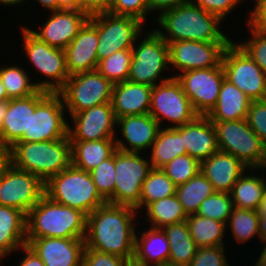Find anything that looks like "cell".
Wrapping results in <instances>:
<instances>
[{
    "instance_id": "obj_43",
    "label": "cell",
    "mask_w": 266,
    "mask_h": 266,
    "mask_svg": "<svg viewBox=\"0 0 266 266\" xmlns=\"http://www.w3.org/2000/svg\"><path fill=\"white\" fill-rule=\"evenodd\" d=\"M161 169L176 186H179L185 184L200 172L201 163L190 155L184 154L175 157Z\"/></svg>"
},
{
    "instance_id": "obj_50",
    "label": "cell",
    "mask_w": 266,
    "mask_h": 266,
    "mask_svg": "<svg viewBox=\"0 0 266 266\" xmlns=\"http://www.w3.org/2000/svg\"><path fill=\"white\" fill-rule=\"evenodd\" d=\"M254 3L246 23L250 27L266 30V0H256Z\"/></svg>"
},
{
    "instance_id": "obj_31",
    "label": "cell",
    "mask_w": 266,
    "mask_h": 266,
    "mask_svg": "<svg viewBox=\"0 0 266 266\" xmlns=\"http://www.w3.org/2000/svg\"><path fill=\"white\" fill-rule=\"evenodd\" d=\"M70 142L71 164L86 172H91L116 150L115 139Z\"/></svg>"
},
{
    "instance_id": "obj_6",
    "label": "cell",
    "mask_w": 266,
    "mask_h": 266,
    "mask_svg": "<svg viewBox=\"0 0 266 266\" xmlns=\"http://www.w3.org/2000/svg\"><path fill=\"white\" fill-rule=\"evenodd\" d=\"M64 102L58 92L39 89L30 96L29 135L17 142L54 141L68 136L69 120Z\"/></svg>"
},
{
    "instance_id": "obj_39",
    "label": "cell",
    "mask_w": 266,
    "mask_h": 266,
    "mask_svg": "<svg viewBox=\"0 0 266 266\" xmlns=\"http://www.w3.org/2000/svg\"><path fill=\"white\" fill-rule=\"evenodd\" d=\"M258 225L259 214L257 211L234 207L226 223V229L231 231L226 232L231 233V236L234 238L233 240L237 241V244H244L252 238L259 237Z\"/></svg>"
},
{
    "instance_id": "obj_38",
    "label": "cell",
    "mask_w": 266,
    "mask_h": 266,
    "mask_svg": "<svg viewBox=\"0 0 266 266\" xmlns=\"http://www.w3.org/2000/svg\"><path fill=\"white\" fill-rule=\"evenodd\" d=\"M176 188L161 168H153L142 184L139 212L152 202L175 195Z\"/></svg>"
},
{
    "instance_id": "obj_13",
    "label": "cell",
    "mask_w": 266,
    "mask_h": 266,
    "mask_svg": "<svg viewBox=\"0 0 266 266\" xmlns=\"http://www.w3.org/2000/svg\"><path fill=\"white\" fill-rule=\"evenodd\" d=\"M225 79L234 84L251 101L264 100L266 75L248 53L233 40L222 56Z\"/></svg>"
},
{
    "instance_id": "obj_63",
    "label": "cell",
    "mask_w": 266,
    "mask_h": 266,
    "mask_svg": "<svg viewBox=\"0 0 266 266\" xmlns=\"http://www.w3.org/2000/svg\"><path fill=\"white\" fill-rule=\"evenodd\" d=\"M10 98L8 97L5 87L3 85V82L1 80V76H0V101H5V100H9Z\"/></svg>"
},
{
    "instance_id": "obj_2",
    "label": "cell",
    "mask_w": 266,
    "mask_h": 266,
    "mask_svg": "<svg viewBox=\"0 0 266 266\" xmlns=\"http://www.w3.org/2000/svg\"><path fill=\"white\" fill-rule=\"evenodd\" d=\"M155 31L167 42H231L220 27L223 21L199 6L187 2L162 12L157 17ZM162 29V30H161Z\"/></svg>"
},
{
    "instance_id": "obj_34",
    "label": "cell",
    "mask_w": 266,
    "mask_h": 266,
    "mask_svg": "<svg viewBox=\"0 0 266 266\" xmlns=\"http://www.w3.org/2000/svg\"><path fill=\"white\" fill-rule=\"evenodd\" d=\"M186 222L190 235L198 248L225 246L226 242L223 240H226L224 238L227 229L224 222L202 217L198 214L188 215Z\"/></svg>"
},
{
    "instance_id": "obj_30",
    "label": "cell",
    "mask_w": 266,
    "mask_h": 266,
    "mask_svg": "<svg viewBox=\"0 0 266 266\" xmlns=\"http://www.w3.org/2000/svg\"><path fill=\"white\" fill-rule=\"evenodd\" d=\"M261 170L248 168L236 181L230 192L234 207L257 211L266 190V173Z\"/></svg>"
},
{
    "instance_id": "obj_3",
    "label": "cell",
    "mask_w": 266,
    "mask_h": 266,
    "mask_svg": "<svg viewBox=\"0 0 266 266\" xmlns=\"http://www.w3.org/2000/svg\"><path fill=\"white\" fill-rule=\"evenodd\" d=\"M86 217L80 210L55 202L44 194L26 215V239H84Z\"/></svg>"
},
{
    "instance_id": "obj_57",
    "label": "cell",
    "mask_w": 266,
    "mask_h": 266,
    "mask_svg": "<svg viewBox=\"0 0 266 266\" xmlns=\"http://www.w3.org/2000/svg\"><path fill=\"white\" fill-rule=\"evenodd\" d=\"M259 240L258 241L263 244H266V216H259Z\"/></svg>"
},
{
    "instance_id": "obj_9",
    "label": "cell",
    "mask_w": 266,
    "mask_h": 266,
    "mask_svg": "<svg viewBox=\"0 0 266 266\" xmlns=\"http://www.w3.org/2000/svg\"><path fill=\"white\" fill-rule=\"evenodd\" d=\"M220 151L230 153L248 168L263 169L266 147L246 119L212 121Z\"/></svg>"
},
{
    "instance_id": "obj_24",
    "label": "cell",
    "mask_w": 266,
    "mask_h": 266,
    "mask_svg": "<svg viewBox=\"0 0 266 266\" xmlns=\"http://www.w3.org/2000/svg\"><path fill=\"white\" fill-rule=\"evenodd\" d=\"M248 170L230 153L218 150L201 162L200 171L211 182L215 192L230 193L236 181Z\"/></svg>"
},
{
    "instance_id": "obj_47",
    "label": "cell",
    "mask_w": 266,
    "mask_h": 266,
    "mask_svg": "<svg viewBox=\"0 0 266 266\" xmlns=\"http://www.w3.org/2000/svg\"><path fill=\"white\" fill-rule=\"evenodd\" d=\"M246 120L266 147V102L264 100L251 101Z\"/></svg>"
},
{
    "instance_id": "obj_15",
    "label": "cell",
    "mask_w": 266,
    "mask_h": 266,
    "mask_svg": "<svg viewBox=\"0 0 266 266\" xmlns=\"http://www.w3.org/2000/svg\"><path fill=\"white\" fill-rule=\"evenodd\" d=\"M45 183L35 174L9 163L0 173V205L23 211L26 215L45 194Z\"/></svg>"
},
{
    "instance_id": "obj_22",
    "label": "cell",
    "mask_w": 266,
    "mask_h": 266,
    "mask_svg": "<svg viewBox=\"0 0 266 266\" xmlns=\"http://www.w3.org/2000/svg\"><path fill=\"white\" fill-rule=\"evenodd\" d=\"M98 30L87 21L64 49L69 76L97 70Z\"/></svg>"
},
{
    "instance_id": "obj_1",
    "label": "cell",
    "mask_w": 266,
    "mask_h": 266,
    "mask_svg": "<svg viewBox=\"0 0 266 266\" xmlns=\"http://www.w3.org/2000/svg\"><path fill=\"white\" fill-rule=\"evenodd\" d=\"M138 213L133 207L109 202L96 208L86 217L85 248L133 258Z\"/></svg>"
},
{
    "instance_id": "obj_48",
    "label": "cell",
    "mask_w": 266,
    "mask_h": 266,
    "mask_svg": "<svg viewBox=\"0 0 266 266\" xmlns=\"http://www.w3.org/2000/svg\"><path fill=\"white\" fill-rule=\"evenodd\" d=\"M208 13L217 15L223 22L234 11L236 6L241 5V0H190ZM229 14V15H228Z\"/></svg>"
},
{
    "instance_id": "obj_32",
    "label": "cell",
    "mask_w": 266,
    "mask_h": 266,
    "mask_svg": "<svg viewBox=\"0 0 266 266\" xmlns=\"http://www.w3.org/2000/svg\"><path fill=\"white\" fill-rule=\"evenodd\" d=\"M162 230L170 247L168 265L188 266L198 247L190 235L187 222L167 225Z\"/></svg>"
},
{
    "instance_id": "obj_46",
    "label": "cell",
    "mask_w": 266,
    "mask_h": 266,
    "mask_svg": "<svg viewBox=\"0 0 266 266\" xmlns=\"http://www.w3.org/2000/svg\"><path fill=\"white\" fill-rule=\"evenodd\" d=\"M226 246L200 247L188 266H230Z\"/></svg>"
},
{
    "instance_id": "obj_19",
    "label": "cell",
    "mask_w": 266,
    "mask_h": 266,
    "mask_svg": "<svg viewBox=\"0 0 266 266\" xmlns=\"http://www.w3.org/2000/svg\"><path fill=\"white\" fill-rule=\"evenodd\" d=\"M88 20L89 16L81 10L59 9L51 11L40 31L27 28L40 41L64 50Z\"/></svg>"
},
{
    "instance_id": "obj_20",
    "label": "cell",
    "mask_w": 266,
    "mask_h": 266,
    "mask_svg": "<svg viewBox=\"0 0 266 266\" xmlns=\"http://www.w3.org/2000/svg\"><path fill=\"white\" fill-rule=\"evenodd\" d=\"M26 242L45 266H82L84 239L46 237L26 239Z\"/></svg>"
},
{
    "instance_id": "obj_52",
    "label": "cell",
    "mask_w": 266,
    "mask_h": 266,
    "mask_svg": "<svg viewBox=\"0 0 266 266\" xmlns=\"http://www.w3.org/2000/svg\"><path fill=\"white\" fill-rule=\"evenodd\" d=\"M190 2V0H148L149 12L153 14L156 12V15H160L166 10L173 9L181 4Z\"/></svg>"
},
{
    "instance_id": "obj_26",
    "label": "cell",
    "mask_w": 266,
    "mask_h": 266,
    "mask_svg": "<svg viewBox=\"0 0 266 266\" xmlns=\"http://www.w3.org/2000/svg\"><path fill=\"white\" fill-rule=\"evenodd\" d=\"M26 242V214L16 208L0 205V262Z\"/></svg>"
},
{
    "instance_id": "obj_10",
    "label": "cell",
    "mask_w": 266,
    "mask_h": 266,
    "mask_svg": "<svg viewBox=\"0 0 266 266\" xmlns=\"http://www.w3.org/2000/svg\"><path fill=\"white\" fill-rule=\"evenodd\" d=\"M149 114L161 128L180 127L199 116L175 77L153 86Z\"/></svg>"
},
{
    "instance_id": "obj_36",
    "label": "cell",
    "mask_w": 266,
    "mask_h": 266,
    "mask_svg": "<svg viewBox=\"0 0 266 266\" xmlns=\"http://www.w3.org/2000/svg\"><path fill=\"white\" fill-rule=\"evenodd\" d=\"M214 192L213 185L201 171L188 182L176 188V196L187 216L196 214L200 204Z\"/></svg>"
},
{
    "instance_id": "obj_58",
    "label": "cell",
    "mask_w": 266,
    "mask_h": 266,
    "mask_svg": "<svg viewBox=\"0 0 266 266\" xmlns=\"http://www.w3.org/2000/svg\"><path fill=\"white\" fill-rule=\"evenodd\" d=\"M262 246L260 255H258L259 258L254 261L258 266H266V244Z\"/></svg>"
},
{
    "instance_id": "obj_37",
    "label": "cell",
    "mask_w": 266,
    "mask_h": 266,
    "mask_svg": "<svg viewBox=\"0 0 266 266\" xmlns=\"http://www.w3.org/2000/svg\"><path fill=\"white\" fill-rule=\"evenodd\" d=\"M5 65L0 66V76L10 99L28 97L39 90L32 81V75L27 72L28 70L21 68L23 66L16 64Z\"/></svg>"
},
{
    "instance_id": "obj_61",
    "label": "cell",
    "mask_w": 266,
    "mask_h": 266,
    "mask_svg": "<svg viewBox=\"0 0 266 266\" xmlns=\"http://www.w3.org/2000/svg\"><path fill=\"white\" fill-rule=\"evenodd\" d=\"M257 213L259 214V216H266V190L257 209Z\"/></svg>"
},
{
    "instance_id": "obj_55",
    "label": "cell",
    "mask_w": 266,
    "mask_h": 266,
    "mask_svg": "<svg viewBox=\"0 0 266 266\" xmlns=\"http://www.w3.org/2000/svg\"><path fill=\"white\" fill-rule=\"evenodd\" d=\"M59 9L81 10V0H58V10Z\"/></svg>"
},
{
    "instance_id": "obj_12",
    "label": "cell",
    "mask_w": 266,
    "mask_h": 266,
    "mask_svg": "<svg viewBox=\"0 0 266 266\" xmlns=\"http://www.w3.org/2000/svg\"><path fill=\"white\" fill-rule=\"evenodd\" d=\"M113 83L97 70L69 76L58 91L69 117L103 103H111Z\"/></svg>"
},
{
    "instance_id": "obj_11",
    "label": "cell",
    "mask_w": 266,
    "mask_h": 266,
    "mask_svg": "<svg viewBox=\"0 0 266 266\" xmlns=\"http://www.w3.org/2000/svg\"><path fill=\"white\" fill-rule=\"evenodd\" d=\"M88 21L98 30V63L117 51L132 49L137 37L145 31V24L132 16L106 12L90 16Z\"/></svg>"
},
{
    "instance_id": "obj_45",
    "label": "cell",
    "mask_w": 266,
    "mask_h": 266,
    "mask_svg": "<svg viewBox=\"0 0 266 266\" xmlns=\"http://www.w3.org/2000/svg\"><path fill=\"white\" fill-rule=\"evenodd\" d=\"M109 13L132 16L146 24V17L150 14L148 0H111Z\"/></svg>"
},
{
    "instance_id": "obj_27",
    "label": "cell",
    "mask_w": 266,
    "mask_h": 266,
    "mask_svg": "<svg viewBox=\"0 0 266 266\" xmlns=\"http://www.w3.org/2000/svg\"><path fill=\"white\" fill-rule=\"evenodd\" d=\"M250 102L241 90L224 79L216 105L206 116L211 121L246 119Z\"/></svg>"
},
{
    "instance_id": "obj_7",
    "label": "cell",
    "mask_w": 266,
    "mask_h": 266,
    "mask_svg": "<svg viewBox=\"0 0 266 266\" xmlns=\"http://www.w3.org/2000/svg\"><path fill=\"white\" fill-rule=\"evenodd\" d=\"M146 32H144V36H141V33L137 37V42L135 41L131 49L132 59L128 81L153 87L156 84L169 80L173 76L163 77V71H169L170 68L168 43L154 28L151 31L148 29Z\"/></svg>"
},
{
    "instance_id": "obj_14",
    "label": "cell",
    "mask_w": 266,
    "mask_h": 266,
    "mask_svg": "<svg viewBox=\"0 0 266 266\" xmlns=\"http://www.w3.org/2000/svg\"><path fill=\"white\" fill-rule=\"evenodd\" d=\"M143 156L142 153L115 150L114 204L133 207L138 212L142 184L153 169L148 157Z\"/></svg>"
},
{
    "instance_id": "obj_60",
    "label": "cell",
    "mask_w": 266,
    "mask_h": 266,
    "mask_svg": "<svg viewBox=\"0 0 266 266\" xmlns=\"http://www.w3.org/2000/svg\"><path fill=\"white\" fill-rule=\"evenodd\" d=\"M7 108H8V100L0 101V128L4 121V116L6 114Z\"/></svg>"
},
{
    "instance_id": "obj_42",
    "label": "cell",
    "mask_w": 266,
    "mask_h": 266,
    "mask_svg": "<svg viewBox=\"0 0 266 266\" xmlns=\"http://www.w3.org/2000/svg\"><path fill=\"white\" fill-rule=\"evenodd\" d=\"M92 180L99 194L109 203L114 204V189H115V151L99 166L91 172Z\"/></svg>"
},
{
    "instance_id": "obj_23",
    "label": "cell",
    "mask_w": 266,
    "mask_h": 266,
    "mask_svg": "<svg viewBox=\"0 0 266 266\" xmlns=\"http://www.w3.org/2000/svg\"><path fill=\"white\" fill-rule=\"evenodd\" d=\"M175 129L183 137L186 154L200 163L219 150L214 125L207 116L199 115L192 122Z\"/></svg>"
},
{
    "instance_id": "obj_41",
    "label": "cell",
    "mask_w": 266,
    "mask_h": 266,
    "mask_svg": "<svg viewBox=\"0 0 266 266\" xmlns=\"http://www.w3.org/2000/svg\"><path fill=\"white\" fill-rule=\"evenodd\" d=\"M233 209L234 205L230 193L214 192L200 204L196 214L226 224Z\"/></svg>"
},
{
    "instance_id": "obj_53",
    "label": "cell",
    "mask_w": 266,
    "mask_h": 266,
    "mask_svg": "<svg viewBox=\"0 0 266 266\" xmlns=\"http://www.w3.org/2000/svg\"><path fill=\"white\" fill-rule=\"evenodd\" d=\"M21 250H23V255H25L17 266H45L41 258L27 245L23 246L18 251L21 252Z\"/></svg>"
},
{
    "instance_id": "obj_54",
    "label": "cell",
    "mask_w": 266,
    "mask_h": 266,
    "mask_svg": "<svg viewBox=\"0 0 266 266\" xmlns=\"http://www.w3.org/2000/svg\"><path fill=\"white\" fill-rule=\"evenodd\" d=\"M9 163V148L0 140V173Z\"/></svg>"
},
{
    "instance_id": "obj_40",
    "label": "cell",
    "mask_w": 266,
    "mask_h": 266,
    "mask_svg": "<svg viewBox=\"0 0 266 266\" xmlns=\"http://www.w3.org/2000/svg\"><path fill=\"white\" fill-rule=\"evenodd\" d=\"M132 50H120L99 61L97 71L113 84L128 80Z\"/></svg>"
},
{
    "instance_id": "obj_64",
    "label": "cell",
    "mask_w": 266,
    "mask_h": 266,
    "mask_svg": "<svg viewBox=\"0 0 266 266\" xmlns=\"http://www.w3.org/2000/svg\"><path fill=\"white\" fill-rule=\"evenodd\" d=\"M265 169H266V163H265L264 168L262 169V171H263L264 173L266 172Z\"/></svg>"
},
{
    "instance_id": "obj_35",
    "label": "cell",
    "mask_w": 266,
    "mask_h": 266,
    "mask_svg": "<svg viewBox=\"0 0 266 266\" xmlns=\"http://www.w3.org/2000/svg\"><path fill=\"white\" fill-rule=\"evenodd\" d=\"M144 218L151 228L162 229L167 225L186 221L187 214L175 195L150 203L146 208ZM151 224V226H150Z\"/></svg>"
},
{
    "instance_id": "obj_28",
    "label": "cell",
    "mask_w": 266,
    "mask_h": 266,
    "mask_svg": "<svg viewBox=\"0 0 266 266\" xmlns=\"http://www.w3.org/2000/svg\"><path fill=\"white\" fill-rule=\"evenodd\" d=\"M169 242L162 229L148 227L136 232L134 258L152 266L168 264Z\"/></svg>"
},
{
    "instance_id": "obj_8",
    "label": "cell",
    "mask_w": 266,
    "mask_h": 266,
    "mask_svg": "<svg viewBox=\"0 0 266 266\" xmlns=\"http://www.w3.org/2000/svg\"><path fill=\"white\" fill-rule=\"evenodd\" d=\"M20 27L23 37L21 47L24 54H27V61H30L29 63L35 68L34 71L43 75L44 79L34 80V84L41 90L58 92L69 78L65 51L40 41L26 26L20 25Z\"/></svg>"
},
{
    "instance_id": "obj_4",
    "label": "cell",
    "mask_w": 266,
    "mask_h": 266,
    "mask_svg": "<svg viewBox=\"0 0 266 266\" xmlns=\"http://www.w3.org/2000/svg\"><path fill=\"white\" fill-rule=\"evenodd\" d=\"M9 158L15 168L35 174L45 183L71 164L70 138L16 142L9 148Z\"/></svg>"
},
{
    "instance_id": "obj_49",
    "label": "cell",
    "mask_w": 266,
    "mask_h": 266,
    "mask_svg": "<svg viewBox=\"0 0 266 266\" xmlns=\"http://www.w3.org/2000/svg\"><path fill=\"white\" fill-rule=\"evenodd\" d=\"M128 259L85 248L82 266H125Z\"/></svg>"
},
{
    "instance_id": "obj_62",
    "label": "cell",
    "mask_w": 266,
    "mask_h": 266,
    "mask_svg": "<svg viewBox=\"0 0 266 266\" xmlns=\"http://www.w3.org/2000/svg\"><path fill=\"white\" fill-rule=\"evenodd\" d=\"M125 266H152V265L138 261L133 257L127 260Z\"/></svg>"
},
{
    "instance_id": "obj_5",
    "label": "cell",
    "mask_w": 266,
    "mask_h": 266,
    "mask_svg": "<svg viewBox=\"0 0 266 266\" xmlns=\"http://www.w3.org/2000/svg\"><path fill=\"white\" fill-rule=\"evenodd\" d=\"M45 195L88 216L107 201L99 194L90 172L70 164L45 182Z\"/></svg>"
},
{
    "instance_id": "obj_16",
    "label": "cell",
    "mask_w": 266,
    "mask_h": 266,
    "mask_svg": "<svg viewBox=\"0 0 266 266\" xmlns=\"http://www.w3.org/2000/svg\"><path fill=\"white\" fill-rule=\"evenodd\" d=\"M195 111L206 116L216 105L225 73L220 63L214 68L192 69L175 77Z\"/></svg>"
},
{
    "instance_id": "obj_21",
    "label": "cell",
    "mask_w": 266,
    "mask_h": 266,
    "mask_svg": "<svg viewBox=\"0 0 266 266\" xmlns=\"http://www.w3.org/2000/svg\"><path fill=\"white\" fill-rule=\"evenodd\" d=\"M117 127L125 141L116 135V149L132 153L149 151L161 128L149 113L117 118Z\"/></svg>"
},
{
    "instance_id": "obj_51",
    "label": "cell",
    "mask_w": 266,
    "mask_h": 266,
    "mask_svg": "<svg viewBox=\"0 0 266 266\" xmlns=\"http://www.w3.org/2000/svg\"><path fill=\"white\" fill-rule=\"evenodd\" d=\"M111 0H81V11L89 17L109 12Z\"/></svg>"
},
{
    "instance_id": "obj_17",
    "label": "cell",
    "mask_w": 266,
    "mask_h": 266,
    "mask_svg": "<svg viewBox=\"0 0 266 266\" xmlns=\"http://www.w3.org/2000/svg\"><path fill=\"white\" fill-rule=\"evenodd\" d=\"M230 42L176 41L168 43L170 68L180 74L192 69L214 68L222 62L225 48Z\"/></svg>"
},
{
    "instance_id": "obj_56",
    "label": "cell",
    "mask_w": 266,
    "mask_h": 266,
    "mask_svg": "<svg viewBox=\"0 0 266 266\" xmlns=\"http://www.w3.org/2000/svg\"><path fill=\"white\" fill-rule=\"evenodd\" d=\"M32 0H29V2ZM38 4H41L45 11L50 13L51 11L58 10V0H35ZM47 9V10H46Z\"/></svg>"
},
{
    "instance_id": "obj_59",
    "label": "cell",
    "mask_w": 266,
    "mask_h": 266,
    "mask_svg": "<svg viewBox=\"0 0 266 266\" xmlns=\"http://www.w3.org/2000/svg\"><path fill=\"white\" fill-rule=\"evenodd\" d=\"M25 1L27 2V0H0V5L2 6H8L9 8L12 6H20L21 3L25 4Z\"/></svg>"
},
{
    "instance_id": "obj_44",
    "label": "cell",
    "mask_w": 266,
    "mask_h": 266,
    "mask_svg": "<svg viewBox=\"0 0 266 266\" xmlns=\"http://www.w3.org/2000/svg\"><path fill=\"white\" fill-rule=\"evenodd\" d=\"M250 38L237 43L248 53L253 61L261 68L266 75V30L250 26Z\"/></svg>"
},
{
    "instance_id": "obj_33",
    "label": "cell",
    "mask_w": 266,
    "mask_h": 266,
    "mask_svg": "<svg viewBox=\"0 0 266 266\" xmlns=\"http://www.w3.org/2000/svg\"><path fill=\"white\" fill-rule=\"evenodd\" d=\"M150 150L152 168H161L175 157L186 154L183 137L175 128H160Z\"/></svg>"
},
{
    "instance_id": "obj_18",
    "label": "cell",
    "mask_w": 266,
    "mask_h": 266,
    "mask_svg": "<svg viewBox=\"0 0 266 266\" xmlns=\"http://www.w3.org/2000/svg\"><path fill=\"white\" fill-rule=\"evenodd\" d=\"M70 117L72 124L74 123V126L69 124L68 127L70 141L115 139L116 135H118L116 117L111 103L93 106Z\"/></svg>"
},
{
    "instance_id": "obj_25",
    "label": "cell",
    "mask_w": 266,
    "mask_h": 266,
    "mask_svg": "<svg viewBox=\"0 0 266 266\" xmlns=\"http://www.w3.org/2000/svg\"><path fill=\"white\" fill-rule=\"evenodd\" d=\"M152 88L128 80L114 84L111 105L116 119L149 113Z\"/></svg>"
},
{
    "instance_id": "obj_29",
    "label": "cell",
    "mask_w": 266,
    "mask_h": 266,
    "mask_svg": "<svg viewBox=\"0 0 266 266\" xmlns=\"http://www.w3.org/2000/svg\"><path fill=\"white\" fill-rule=\"evenodd\" d=\"M30 96L8 100V108L0 128V140L12 147L23 135H29Z\"/></svg>"
}]
</instances>
